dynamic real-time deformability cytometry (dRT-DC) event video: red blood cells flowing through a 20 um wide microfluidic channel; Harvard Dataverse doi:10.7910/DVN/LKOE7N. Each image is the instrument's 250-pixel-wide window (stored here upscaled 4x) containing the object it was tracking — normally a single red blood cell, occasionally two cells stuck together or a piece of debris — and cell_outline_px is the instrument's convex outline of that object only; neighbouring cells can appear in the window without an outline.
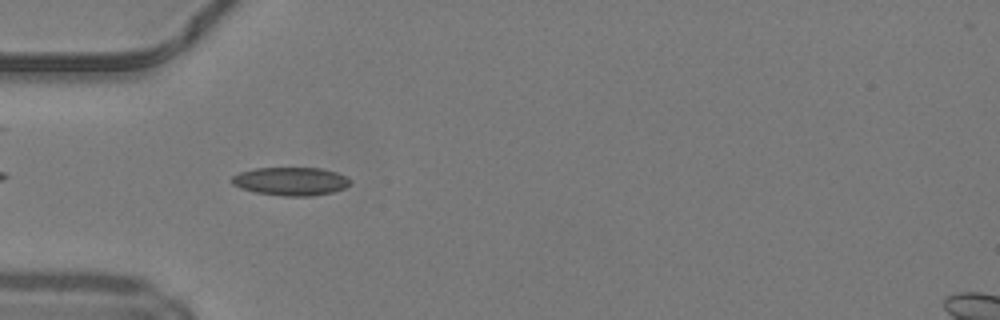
{"species": "common noctule bat (a hibernating species)", "species_latin": "Nyctalus noctula", "temperature_condition": "warm", "stored_images_in_passage": 13, "camera_frame_rate_fps": 3000, "um_per_image_px": 0.085, "animal": {"sex": "male", "body_mass_g": 19.2, "forearm_length_mm": 51.8}, "frame": {"image": 1, "passage_image": 3, "time_ms": 0.667, "image_size_px": [1000, 320], "cell_outline_px": [[352, 180], [344, 188], [332, 192], [312, 196], [284, 196], [256, 192], [240, 188], [232, 184], [232, 176], [240, 172], [256, 168], [320, 168], [336, 172], [348, 176]], "centroid_in_image_um": [24.73, 15.41], "position_along_channel_um": 60.3, "area_um2": 19.48}}